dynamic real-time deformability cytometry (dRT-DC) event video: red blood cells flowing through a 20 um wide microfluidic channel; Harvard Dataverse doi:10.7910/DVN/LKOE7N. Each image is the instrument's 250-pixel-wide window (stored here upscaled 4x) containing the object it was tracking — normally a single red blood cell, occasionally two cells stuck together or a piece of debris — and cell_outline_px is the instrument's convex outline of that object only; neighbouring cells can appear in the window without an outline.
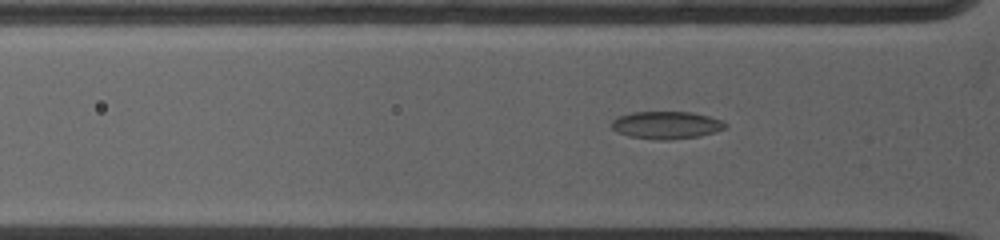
{"species": "common noctule bat (a hibernating species)", "species_latin": "Nyctalus noctula", "temperature_condition": "warm", "stored_images_in_passage": 32, "segment_of_instrument_passage": [1, 2], "camera_frame_rate_fps": 5000, "um_per_image_px": 0.085, "animal": {"sex": "female", "body_mass_g": 19.0, "forearm_length_mm": 53.3}, "frame": {"image": 1, "passage_image": 2, "time_ms": 0.2, "image_size_px": [1000, 240], "cell_outline_px": [[728, 128], [700, 136], [668, 140], [664, 140], [628, 136], [616, 132], [612, 128], [612, 120], [616, 116], [632, 112], [692, 112], [724, 120], [728, 124]], "centroid_in_image_um": [56.66, 10.62], "position_along_channel_um": 69.1, "area_um2": 18.44}}
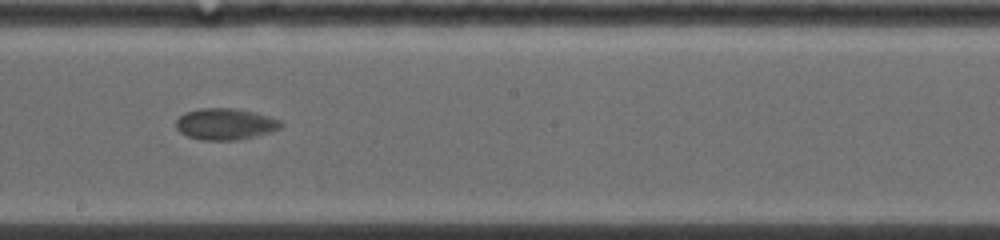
{"frame": {"image": 2, "passage_image": 14, "time_ms": 4.4, "image_size_px": [1000, 240], "cell_outline_px": [[284, 124], [280, 128], [268, 132], [236, 140], [200, 140], [188, 136], [180, 132], [176, 128], [176, 120], [184, 112], [200, 108], [236, 108], [256, 112], [280, 120]], "centroid_in_image_um": [19.12, 10.53], "position_along_channel_um": 229.1, "area_um2": 19.19}}
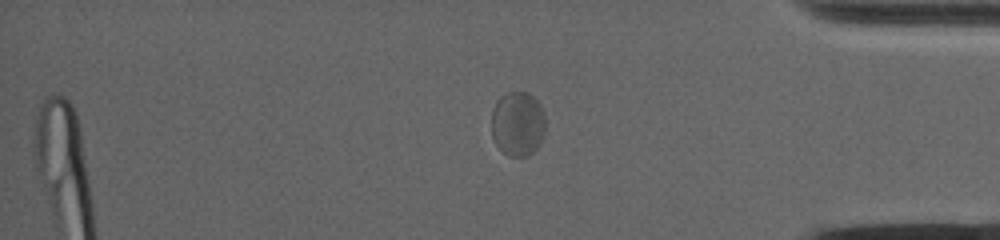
{"frame": {"image": 3, "passage_image": 28, "time_ms": 9.2, "image_size_px": [1000, 240], "cell_outline_px": [[544, 132], [540, 144], [528, 156], [508, 156], [496, 144], [492, 136], [492, 108], [496, 100], [500, 96], [508, 92], [528, 92], [540, 104], [544, 112]], "centroid_in_image_um": [44.0, 10.5], "position_along_channel_um": 391.2, "area_um2": 20.4}}